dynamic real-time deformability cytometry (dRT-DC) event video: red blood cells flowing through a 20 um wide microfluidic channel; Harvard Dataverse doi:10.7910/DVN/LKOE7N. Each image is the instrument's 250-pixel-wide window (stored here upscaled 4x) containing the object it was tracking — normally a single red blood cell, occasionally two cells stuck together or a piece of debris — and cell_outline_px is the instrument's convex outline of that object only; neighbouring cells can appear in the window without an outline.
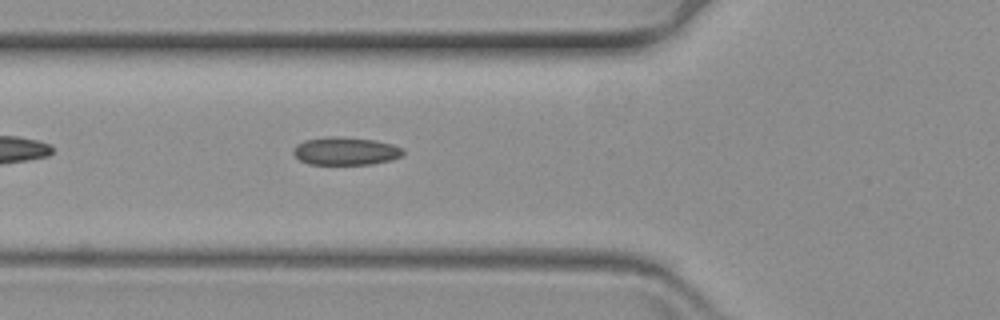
{"species": "common noctule bat (a hibernating species)", "species_latin": "Nyctalus noctula", "temperature_condition": "warm", "stored_images_in_passage": 31, "camera_frame_rate_fps": 3000, "um_per_image_px": 0.085, "animal": {"sex": "female", "body_mass_g": 19.3, "forearm_length_mm": 54.1}, "frame": {"image": 1, "passage_image": 4, "time_ms": 1.0, "image_size_px": [1000, 320], "cell_outline_px": [[404, 152], [400, 156], [392, 160], [372, 164], [308, 164], [300, 160], [292, 152], [292, 148], [296, 144], [304, 140], [328, 136], [336, 136], [376, 140], [392, 144], [404, 148]], "centroid_in_image_um": [29.36, 12.83], "position_along_channel_um": 96.4, "area_um2": 18.03}}
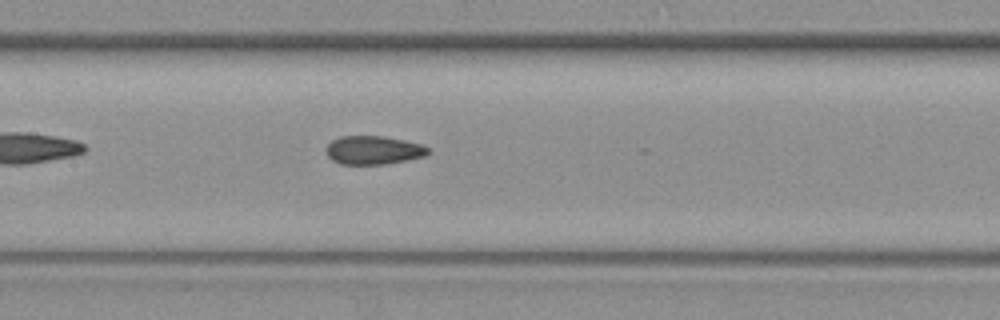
{"frame": {"image": 2, "passage_image": 11, "time_ms": 3.333, "image_size_px": [1000, 320], "cell_outline_px": [[428, 152], [424, 156], [408, 160], [388, 164], [340, 164], [332, 160], [328, 156], [324, 148], [332, 140], [340, 136], [384, 136], [404, 140], [420, 144], [428, 148]], "centroid_in_image_um": [31.7, 12.76], "position_along_channel_um": 175.7, "area_um2": 16.99}}
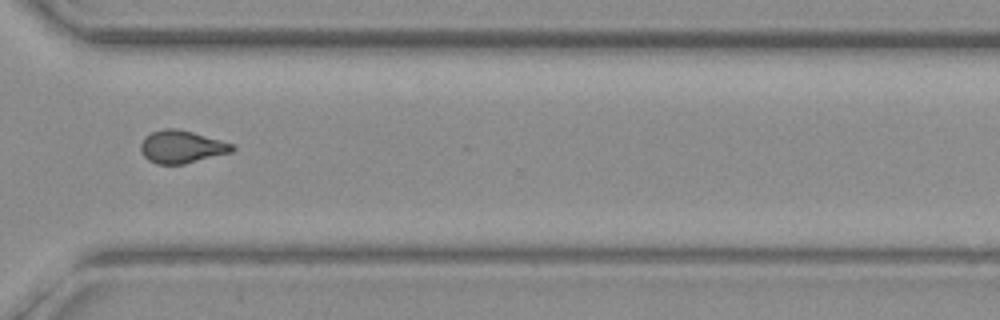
{"frame": {"image": 3, "passage_image": 27, "time_ms": 8.667, "image_size_px": [1000, 320], "cell_outline_px": [[236, 148], [232, 152], [184, 164], [156, 164], [148, 160], [140, 152], [140, 144], [152, 132], [164, 128], [176, 128], [192, 132], [236, 144]], "centroid_in_image_um": [15.47, 12.48], "position_along_channel_um": 355.1, "area_um2": 17.46}}